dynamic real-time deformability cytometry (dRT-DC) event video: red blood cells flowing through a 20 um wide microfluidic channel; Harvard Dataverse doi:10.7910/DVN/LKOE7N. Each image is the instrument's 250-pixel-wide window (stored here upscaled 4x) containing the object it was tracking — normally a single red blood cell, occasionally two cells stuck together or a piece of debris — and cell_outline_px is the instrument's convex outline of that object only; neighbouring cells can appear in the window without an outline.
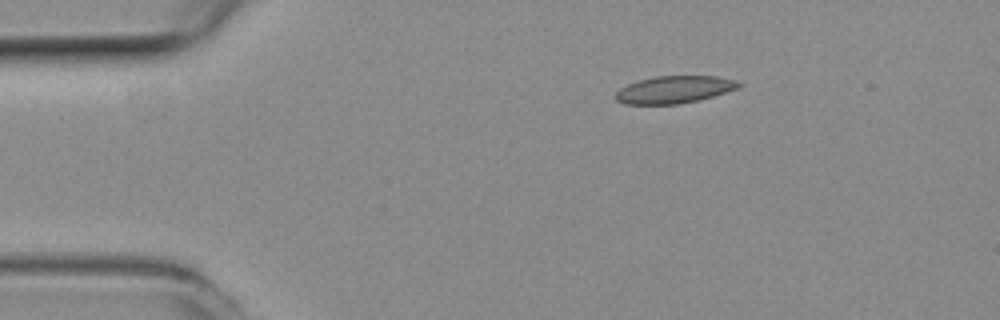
{"species": "common noctule bat (a hibernating species)", "species_latin": "Nyctalus noctula", "temperature_condition": "room temperature", "stored_images_in_passage": 41, "camera_frame_rate_fps": 3000, "um_per_image_px": 0.085, "animal": {"sex": "female", "body_mass_g": 19.3, "forearm_length_mm": 54.1}, "frame": {"image": 1, "passage_image": 1, "time_ms": 0.0, "image_size_px": [1000, 320], "cell_outline_px": [[744, 84], [736, 88], [700, 100], [680, 104], [624, 104], [616, 100], [616, 92], [620, 88], [628, 84], [640, 80], [656, 76], [716, 76], [736, 80]], "centroid_in_image_um": [57.31, 7.61], "position_along_channel_um": 27.7, "area_um2": 19.48}}
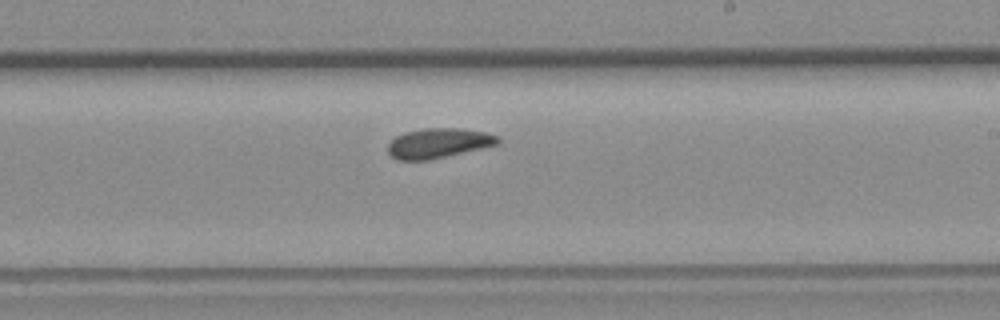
{"frame": {"image": 2, "passage_image": 23, "time_ms": 7.333, "image_size_px": [1000, 320], "cell_outline_px": [[504, 140], [500, 144], [428, 160], [396, 160], [388, 152], [388, 144], [396, 136], [404, 132], [424, 128], [460, 128], [488, 132], [500, 136]], "centroid_in_image_um": [37.33, 12.15], "position_along_channel_um": 251.7, "area_um2": 19.36}}
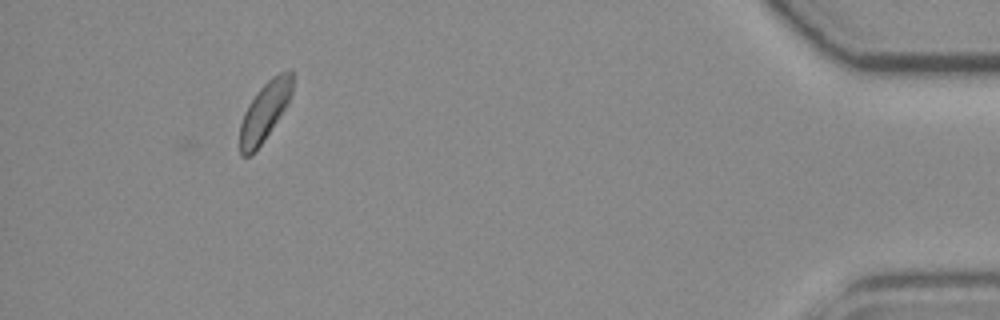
{"frame": {"image": 3, "passage_image": 41, "time_ms": 13.333, "image_size_px": [1000, 320], "cell_outline_px": [[292, 92], [288, 104], [264, 140], [248, 156], [244, 156], [240, 152], [240, 124], [244, 112], [248, 104], [260, 88], [272, 76], [280, 72], [292, 68]], "centroid_in_image_um": [22.51, 9.42], "position_along_channel_um": 412.7, "area_um2": 17.74}, "authors_computed_cell_mechanics": {"area_um2": 19.074, "velocity_mm_per_s": 3.8276, "shape_relaxation_time_tau1_ms": 3.7205, "shape_relaxation_time_tau2_ms": 2.462, "deformation_change_tau1": 0.0869, "deformation_change_tau2": 0.0867}}